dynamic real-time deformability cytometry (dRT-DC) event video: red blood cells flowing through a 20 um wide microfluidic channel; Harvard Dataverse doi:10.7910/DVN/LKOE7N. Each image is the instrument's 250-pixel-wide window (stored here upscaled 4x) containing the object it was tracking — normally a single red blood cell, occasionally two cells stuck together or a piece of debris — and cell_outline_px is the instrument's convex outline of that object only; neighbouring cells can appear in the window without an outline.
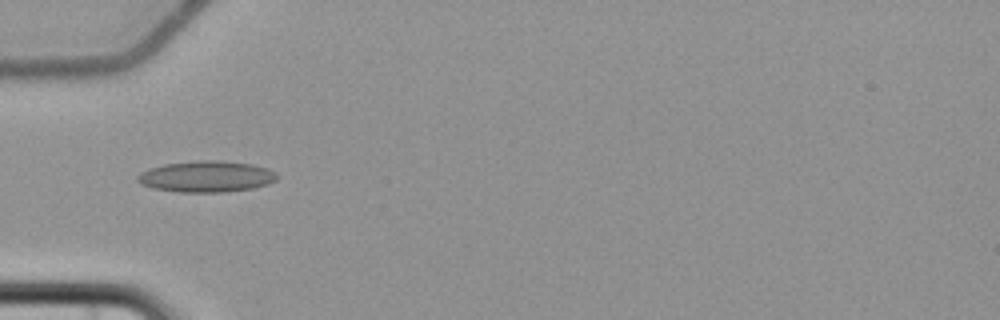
{"species": "common noctule bat (a hibernating species)", "species_latin": "Nyctalus noctula", "temperature_condition": "cold", "stored_images_in_passage": 10, "camera_frame_rate_fps": 3000, "um_per_image_px": 0.085, "animal": {"sex": "female", "body_mass_g": 22.7, "forearm_length_mm": 54.2}, "frame": {"image": 1, "passage_image": 6, "time_ms": 7.667, "image_size_px": [1000, 320], "cell_outline_px": [[276, 180], [268, 184], [252, 188], [224, 192], [180, 192], [152, 188], [140, 184], [136, 180], [136, 176], [140, 172], [148, 168], [164, 164], [200, 160], [216, 160], [252, 164], [268, 168], [276, 172]], "centroid_in_image_um": [17.5, 15.0], "position_along_channel_um": 67.5, "area_um2": 25.49}}
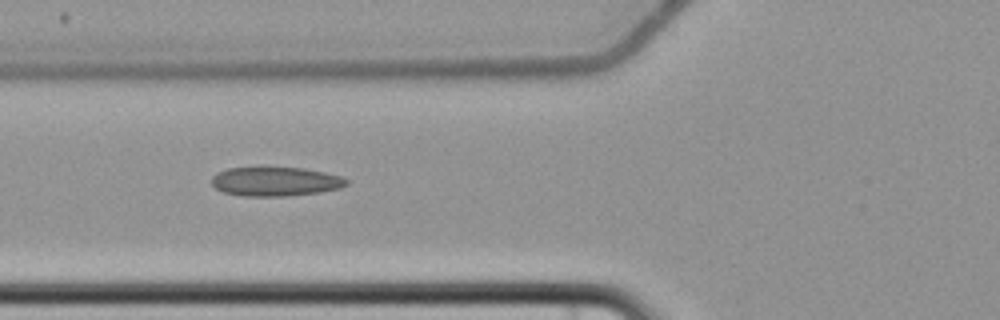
{"frame": {"image": 2, "passage_image": 7, "time_ms": 8.667, "image_size_px": [1000, 320], "cell_outline_px": [[348, 184], [340, 188], [320, 192], [284, 196], [244, 196], [224, 192], [216, 188], [212, 184], [212, 176], [216, 172], [228, 168], [260, 164], [304, 168], [324, 172], [340, 176], [348, 180]], "centroid_in_image_um": [23.36, 15.37], "position_along_channel_um": 102.4, "area_um2": 23.81}}
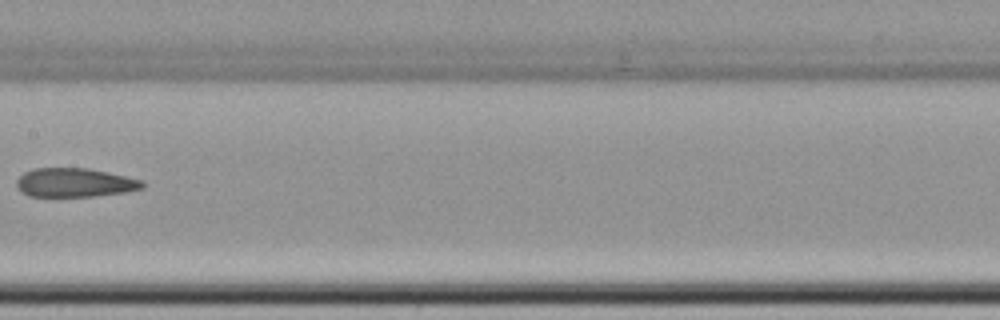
{"frame": {"image": 3, "passage_image": 9, "time_ms": 11.333, "image_size_px": [1000, 320], "cell_outline_px": [[144, 188], [124, 192], [96, 196], [28, 196], [20, 192], [16, 184], [16, 180], [24, 172], [32, 168], [88, 168], [144, 180]], "centroid_in_image_um": [6.33, 15.52], "position_along_channel_um": 201.1, "area_um2": 21.27}}